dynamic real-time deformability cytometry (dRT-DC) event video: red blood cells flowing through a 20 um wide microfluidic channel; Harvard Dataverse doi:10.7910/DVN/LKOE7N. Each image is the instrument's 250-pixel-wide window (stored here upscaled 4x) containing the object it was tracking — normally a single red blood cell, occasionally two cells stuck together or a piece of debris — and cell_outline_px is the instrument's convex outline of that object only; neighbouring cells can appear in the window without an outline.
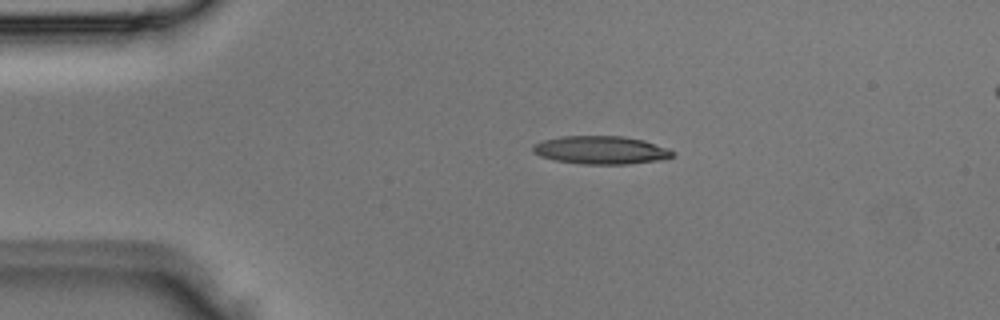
{"species": "Egyptian fruit bat (a non-hibernating species)", "species_latin": "Rousettus aegyptiacus", "temperature_condition": "room temperature", "stored_images_in_passage": 4, "segment_of_instrument_passage": [1, 2], "camera_frame_rate_fps": 3000, "um_per_image_px": 0.085, "animal": {"sex": "male"}, "frame": {"image": 1, "passage_image": 2, "time_ms": 0.333, "image_size_px": [1000, 320], "cell_outline_px": [[676, 156], [664, 160], [628, 164], [580, 164], [556, 160], [540, 156], [532, 152], [532, 144], [544, 140], [560, 136], [624, 136], [644, 140], [668, 148], [676, 152]], "centroid_in_image_um": [51.12, 12.76], "position_along_channel_um": 33.9, "area_um2": 23.24}}